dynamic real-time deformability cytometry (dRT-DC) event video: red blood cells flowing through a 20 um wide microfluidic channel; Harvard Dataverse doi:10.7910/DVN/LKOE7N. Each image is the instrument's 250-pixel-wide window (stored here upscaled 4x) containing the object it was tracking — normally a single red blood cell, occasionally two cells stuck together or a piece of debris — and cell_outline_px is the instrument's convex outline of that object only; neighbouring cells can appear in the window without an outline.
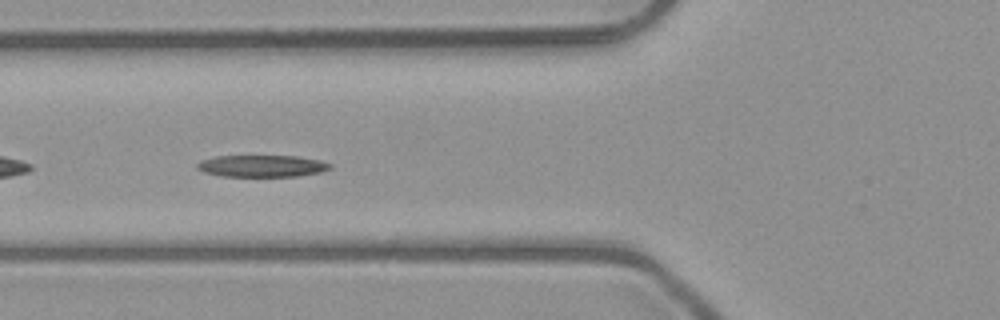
{"species": "common noctule bat (a hibernating species)", "species_latin": "Nyctalus noctula", "temperature_condition": "room temperature", "stored_images_in_passage": 51, "camera_frame_rate_fps": 3000, "um_per_image_px": 0.085, "animal": {"sex": "male", "body_mass_g": 23.1, "forearm_length_mm": 52.7}, "frame": {"image": 1, "passage_image": 19, "time_ms": 6.0, "image_size_px": [1000, 320], "cell_outline_px": [[332, 168], [320, 172], [296, 176], [220, 176], [204, 172], [196, 168], [196, 164], [200, 160], [216, 156], [296, 156], [320, 160], [332, 164]], "centroid_in_image_um": [22.25, 14.1], "position_along_channel_um": 103.6, "area_um2": 16.94}}
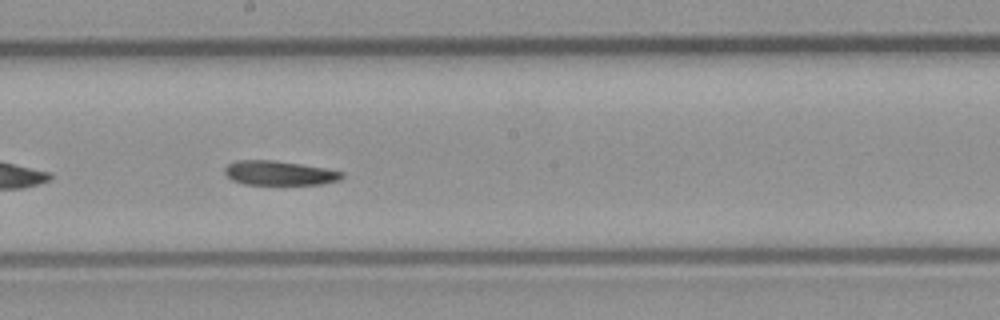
{"frame": {"image": 2, "passage_image": 28, "time_ms": 9.0, "image_size_px": [1000, 320], "cell_outline_px": [[344, 176], [340, 180], [320, 184], [244, 184], [232, 180], [224, 172], [224, 168], [228, 164], [236, 160], [276, 160], [324, 168], [344, 172]], "centroid_in_image_um": [23.73, 14.7], "position_along_channel_um": 224.5, "area_um2": 16.59}}
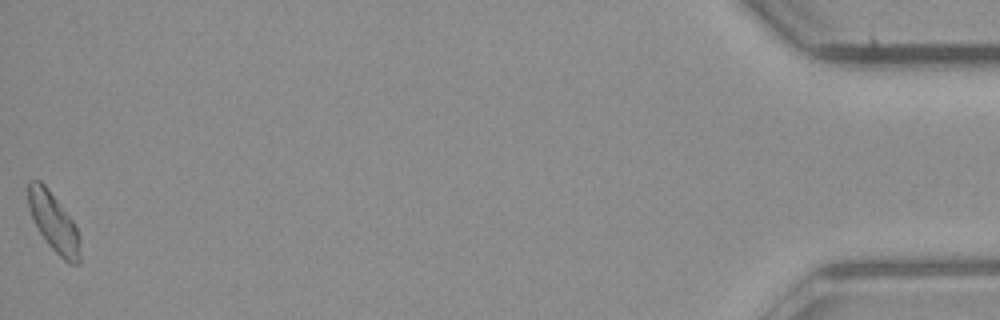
{"frame": {"image": 3, "passage_image": 51, "time_ms": 16.667, "image_size_px": [1000, 320], "cell_outline_px": [[80, 264], [68, 264], [48, 244], [40, 232], [28, 208], [28, 180], [40, 180], [48, 188], [72, 220], [80, 236]], "centroid_in_image_um": [4.58, 18.91], "position_along_channel_um": 430.6, "area_um2": 17.63}, "authors_computed_cell_mechanics": {"area_um2": 17.8602, "velocity_mm_per_s": 4.0203, "shape_relaxation_time_tau1_ms": 10.6161, "shape_relaxation_time_tau2_ms": null, "deformation_change_tau1": 0.2161, "deformation_change_tau2": null}}